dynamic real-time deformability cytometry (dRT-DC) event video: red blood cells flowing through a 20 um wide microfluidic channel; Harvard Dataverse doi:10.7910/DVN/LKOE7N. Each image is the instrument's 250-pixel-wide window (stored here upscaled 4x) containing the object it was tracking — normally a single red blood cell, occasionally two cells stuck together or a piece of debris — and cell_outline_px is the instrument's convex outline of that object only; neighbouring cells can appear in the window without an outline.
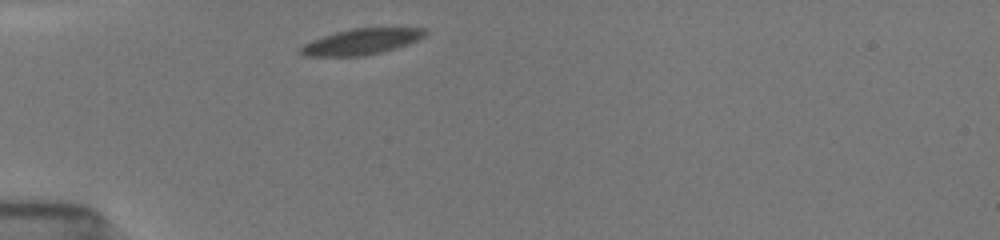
{"species": "common noctule bat (a hibernating species)", "species_latin": "Nyctalus noctula", "temperature_condition": "room temperature", "stored_images_in_passage": 5, "camera_frame_rate_fps": 3000, "um_per_image_px": 0.085, "animal": {"sex": "female", "body_mass_g": 19.5, "forearm_length_mm": 54.1}, "frame": {"image": 1, "passage_image": 1, "time_ms": 0.0, "image_size_px": [1000, 240], "cell_outline_px": [[428, 32], [424, 36], [408, 44], [380, 52], [364, 56], [304, 56], [296, 52], [304, 44], [312, 40], [336, 32], [352, 28], [424, 28]], "centroid_in_image_um": [30.68, 3.54], "position_along_channel_um": 54.3, "area_um2": 18.61}}
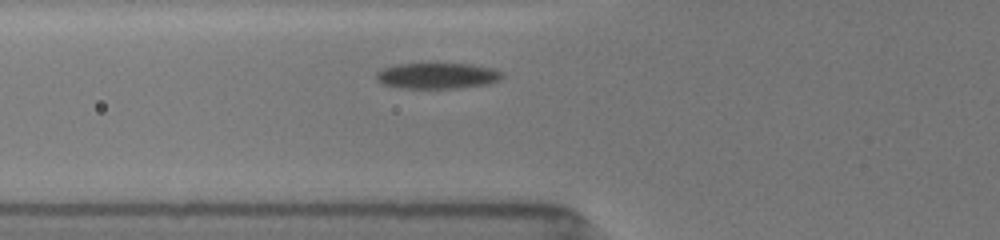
{"frame": {"image": 2, "passage_image": 3, "time_ms": 0.667, "image_size_px": [1000, 240], "cell_outline_px": [[504, 76], [500, 80], [488, 84], [456, 88], [400, 88], [384, 84], [376, 80], [376, 72], [384, 68], [396, 64], [472, 64], [492, 68], [504, 72]], "centroid_in_image_um": [37.2, 6.44], "position_along_channel_um": 88.6, "area_um2": 19.02}}
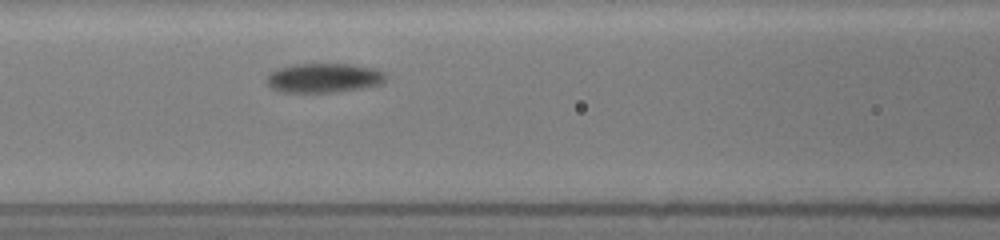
{"frame": {"image": 3, "passage_image": 5, "time_ms": 1.333, "image_size_px": [1000, 240], "cell_outline_px": [[388, 76], [380, 84], [360, 88], [332, 92], [284, 92], [272, 88], [268, 84], [268, 76], [272, 72], [280, 68], [296, 64], [348, 64], [376, 68], [384, 72]], "centroid_in_image_um": [27.57, 6.62], "position_along_channel_um": 139.0, "area_um2": 20.06}}